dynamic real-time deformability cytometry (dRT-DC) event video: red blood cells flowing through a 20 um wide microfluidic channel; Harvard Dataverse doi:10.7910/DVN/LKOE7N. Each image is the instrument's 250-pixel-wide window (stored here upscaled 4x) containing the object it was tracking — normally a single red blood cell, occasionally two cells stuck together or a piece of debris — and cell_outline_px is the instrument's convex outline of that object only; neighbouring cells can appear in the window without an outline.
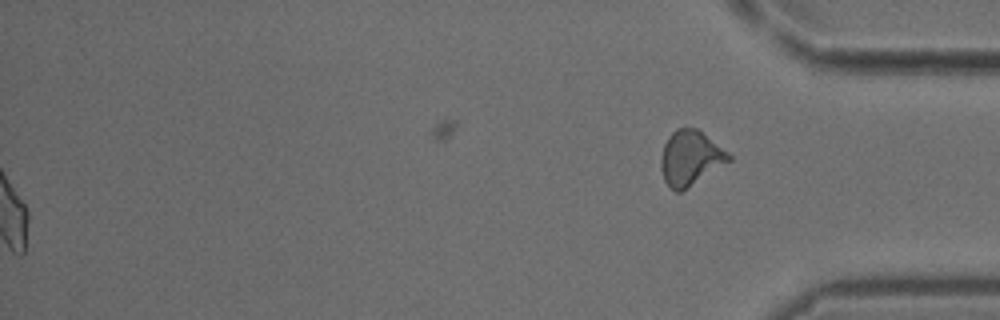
{"species": "common noctule bat (a hibernating species)", "species_latin": "Nyctalus noctula", "temperature_condition": "cold", "stored_images_in_passage": 53, "segment_of_instrument_passage": [2, 2], "camera_frame_rate_fps": 3000, "um_per_image_px": 0.085, "animal": {"sex": "male", "body_mass_g": 18.8}, "frame": {"image": 1, "passage_image": 53, "time_ms": 17.333, "image_size_px": [1000, 320], "cell_outline_px": [[732, 160], [680, 192], [676, 192], [664, 180], [660, 168], [660, 156], [664, 144], [668, 136], [676, 128], [696, 128], [728, 152], [732, 156]], "centroid_in_image_um": [58.66, 13.42], "position_along_channel_um": 376.5, "area_um2": 21.5}}